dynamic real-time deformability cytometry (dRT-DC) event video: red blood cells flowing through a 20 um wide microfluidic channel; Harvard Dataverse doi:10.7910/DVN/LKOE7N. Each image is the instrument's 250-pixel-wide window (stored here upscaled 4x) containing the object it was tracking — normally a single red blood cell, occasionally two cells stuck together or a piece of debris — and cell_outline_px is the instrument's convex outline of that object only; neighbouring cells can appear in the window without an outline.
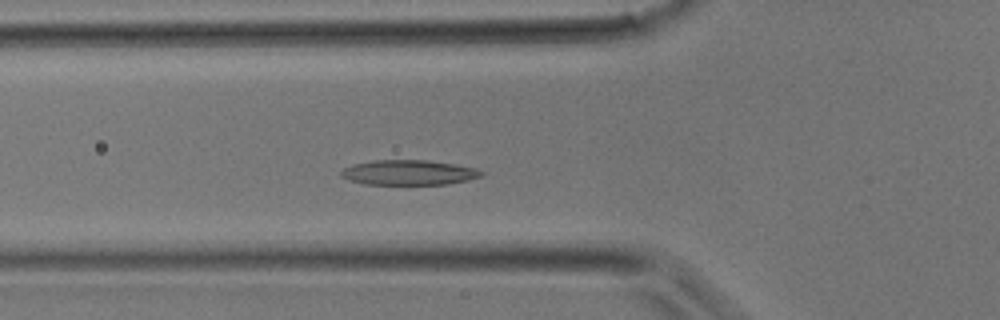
{"species": "common noctule bat (a hibernating species)", "species_latin": "Nyctalus noctula", "temperature_condition": "room temperature", "stored_images_in_passage": 26, "camera_frame_rate_fps": 3000, "um_per_image_px": 0.085, "animal": {"sex": "male", "body_mass_g": 17.9}, "frame": {"image": 1, "passage_image": 3, "time_ms": 0.667, "image_size_px": [1000, 320], "cell_outline_px": [[484, 172], [480, 176], [468, 180], [448, 184], [364, 184], [348, 180], [340, 176], [340, 172], [344, 168], [352, 164], [372, 160], [428, 160], [456, 164], [476, 168]], "centroid_in_image_um": [34.72, 14.66], "position_along_channel_um": 91.1, "area_um2": 20.52}}
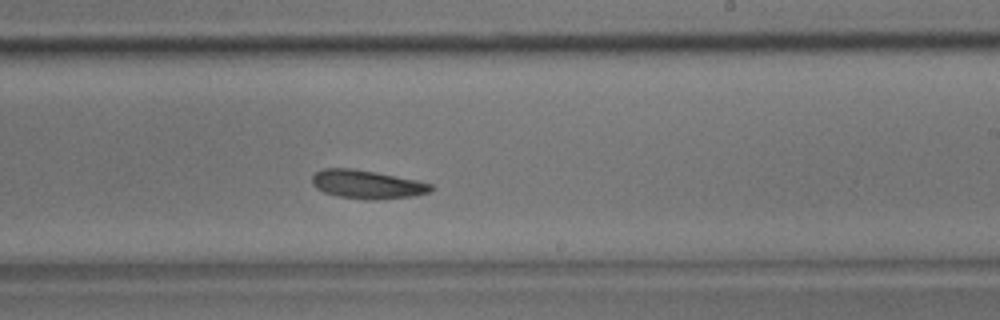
{"frame": {"image": 2, "passage_image": 12, "time_ms": 3.667, "image_size_px": [1000, 320], "cell_outline_px": [[432, 188], [428, 192], [416, 196], [376, 200], [364, 200], [336, 196], [324, 192], [316, 188], [312, 184], [312, 176], [316, 172], [324, 168], [352, 168], [416, 180], [432, 184]], "centroid_in_image_um": [31.17, 15.69], "position_along_channel_um": 257.8, "area_um2": 19.77}}
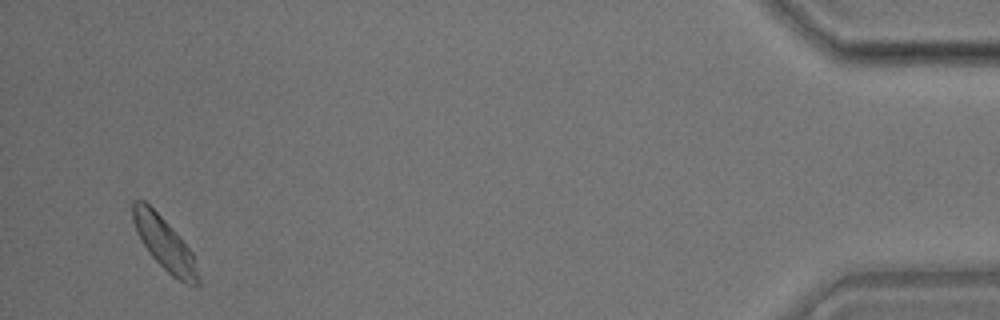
{"frame": {"image": 3, "passage_image": 25, "time_ms": 8.0, "image_size_px": [1000, 320], "cell_outline_px": [[200, 284], [184, 284], [172, 276], [148, 252], [136, 232], [132, 220], [132, 200], [144, 200], [176, 232], [192, 252], [200, 280]], "centroid_in_image_um": [13.96, 20.7], "position_along_channel_um": 421.2, "area_um2": 19.77}}